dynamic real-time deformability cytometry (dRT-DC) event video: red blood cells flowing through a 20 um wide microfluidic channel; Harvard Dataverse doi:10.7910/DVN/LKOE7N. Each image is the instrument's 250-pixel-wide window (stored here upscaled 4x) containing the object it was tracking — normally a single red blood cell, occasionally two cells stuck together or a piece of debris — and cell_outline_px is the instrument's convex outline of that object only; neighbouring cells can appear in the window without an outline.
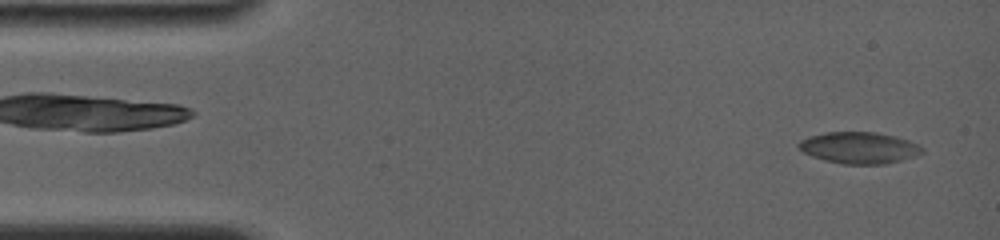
{"species": "common noctule bat (a hibernating species)", "species_latin": "Nyctalus noctula", "temperature_condition": "room temperature", "stored_images_in_passage": 41, "camera_frame_rate_fps": 4000, "um_per_image_px": 0.085, "animal": {"sex": "female", "body_mass_g": 19.0, "forearm_length_mm": 56.7}, "frame": {"image": 1, "passage_image": 2, "time_ms": 0.5, "image_size_px": [1000, 240], "cell_outline_px": [[924, 152], [916, 156], [884, 164], [840, 164], [824, 160], [812, 156], [804, 152], [796, 144], [800, 140], [808, 136], [824, 132], [876, 132], [908, 140], [924, 148]], "centroid_in_image_um": [73.0, 12.56], "position_along_channel_um": 12.0, "area_um2": 22.66}}
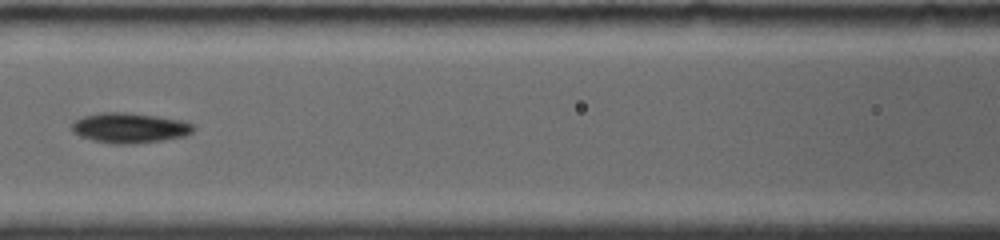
{"frame": {"image": 2, "passage_image": 17, "time_ms": 7.0, "image_size_px": [1000, 240], "cell_outline_px": [[196, 128], [192, 132], [184, 136], [160, 140], [124, 144], [112, 144], [80, 136], [72, 132], [72, 120], [84, 116], [100, 112], [124, 112], [160, 116], [184, 120], [192, 124]], "centroid_in_image_um": [11.01, 10.85], "position_along_channel_um": 155.6, "area_um2": 21.33}}
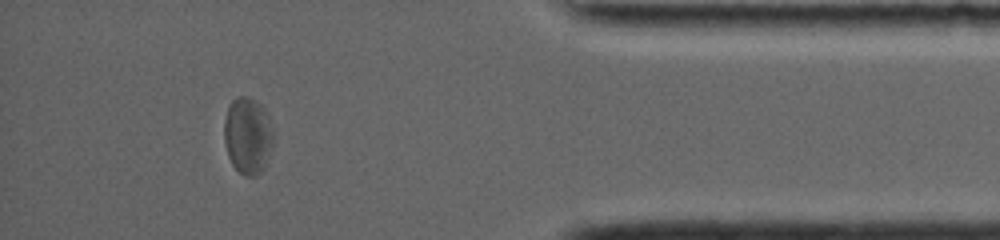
{"frame": {"image": 3, "passage_image": 32, "time_ms": 14.5, "image_size_px": [1000, 240], "cell_outline_px": [[276, 136], [272, 148], [264, 168], [256, 176], [244, 176], [232, 164], [228, 156], [224, 140], [224, 120], [228, 104], [232, 100], [240, 96], [248, 96], [256, 100], [268, 112], [276, 132]], "centroid_in_image_um": [21.11, 11.5], "position_along_channel_um": 414.1, "area_um2": 22.77}, "authors_computed_cell_mechanics": {"area_um2": 21.2126, "velocity_mm_per_s": 3.7699, "shape_relaxation_time_tau1_ms": 2.1412, "shape_relaxation_time_tau2_ms": 4.4407, "deformation_change_tau1": 0.109, "deformation_change_tau2": 0.1172}}